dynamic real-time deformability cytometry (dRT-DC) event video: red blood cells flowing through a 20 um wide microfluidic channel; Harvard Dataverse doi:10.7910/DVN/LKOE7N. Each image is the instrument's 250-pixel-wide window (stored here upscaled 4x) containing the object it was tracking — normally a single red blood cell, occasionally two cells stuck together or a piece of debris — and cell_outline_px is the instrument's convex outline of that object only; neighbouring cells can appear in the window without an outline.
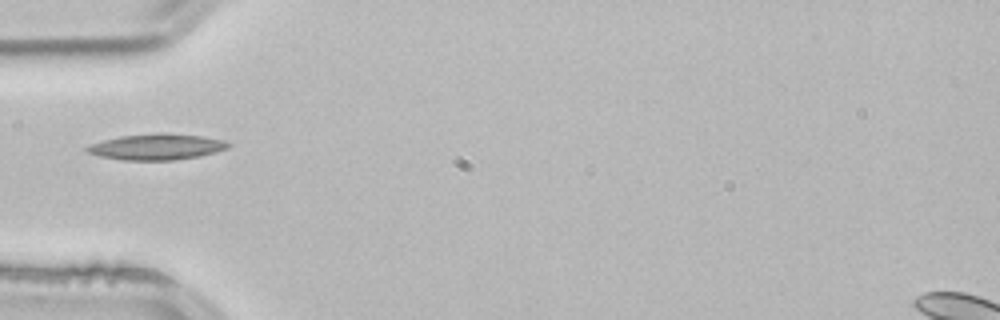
{"species": "common noctule bat (a hibernating species)", "species_latin": "Nyctalus noctula", "temperature_condition": "room temperature", "stored_images_in_passage": 1, "camera_frame_rate_fps": 3000, "um_per_image_px": 0.085, "animal": {"sex": "male", "body_mass_g": 21.5, "forearm_length_mm": 52.0}, "frame": {"image": 1, "passage_image": 1, "time_ms": 0.0, "image_size_px": [1000, 320], "cell_outline_px": [[232, 144], [228, 148], [216, 152], [196, 156], [172, 160], [124, 160], [100, 156], [88, 152], [84, 148], [88, 144], [120, 136], [152, 132], [164, 132], [200, 136], [224, 140]], "centroid_in_image_um": [13.3, 12.46], "position_along_channel_um": 71.7, "area_um2": 21.44}}